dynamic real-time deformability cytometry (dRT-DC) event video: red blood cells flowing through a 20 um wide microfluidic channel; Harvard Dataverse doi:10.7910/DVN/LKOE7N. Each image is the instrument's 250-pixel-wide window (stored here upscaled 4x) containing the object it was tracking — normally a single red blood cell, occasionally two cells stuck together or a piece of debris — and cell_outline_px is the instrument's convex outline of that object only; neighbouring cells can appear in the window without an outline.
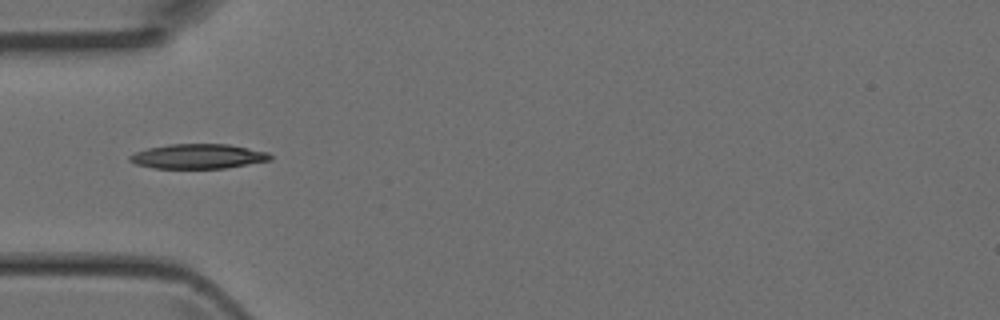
{"species": "Egyptian fruit bat (a non-hibernating species)", "species_latin": "Rousettus aegyptiacus", "temperature_condition": "room temperature", "stored_images_in_passage": 7, "camera_frame_rate_fps": 3000, "um_per_image_px": 0.085, "animal": {"sex": "female"}, "frame": {"image": 1, "passage_image": 5, "time_ms": 1.333, "image_size_px": [1000, 320], "cell_outline_px": [[272, 160], [224, 168], [152, 168], [136, 164], [128, 160], [128, 156], [136, 152], [148, 148], [168, 144], [228, 144], [268, 152], [272, 156]], "centroid_in_image_um": [16.83, 13.29], "position_along_channel_um": 68.2, "area_um2": 20.17}}
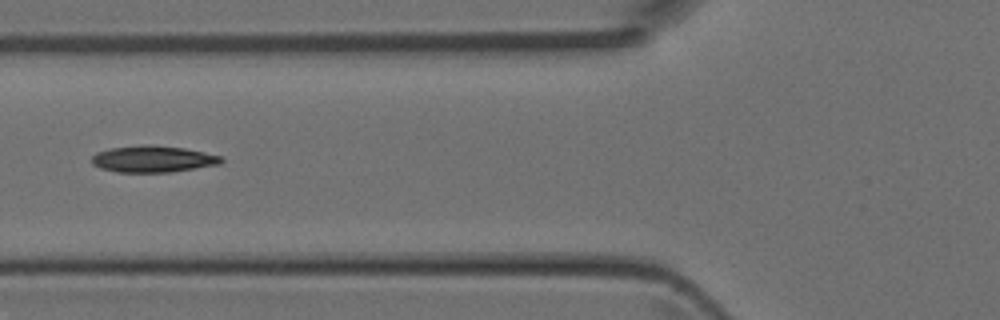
{"frame": {"image": 2, "passage_image": 6, "time_ms": 1.667, "image_size_px": [1000, 320], "cell_outline_px": [[224, 160], [220, 164], [168, 172], [116, 172], [100, 168], [92, 164], [92, 156], [96, 152], [108, 148], [140, 144], [152, 144], [184, 148], [204, 152], [220, 156]], "centroid_in_image_um": [12.95, 13.5], "position_along_channel_um": 112.8, "area_um2": 20.17}}
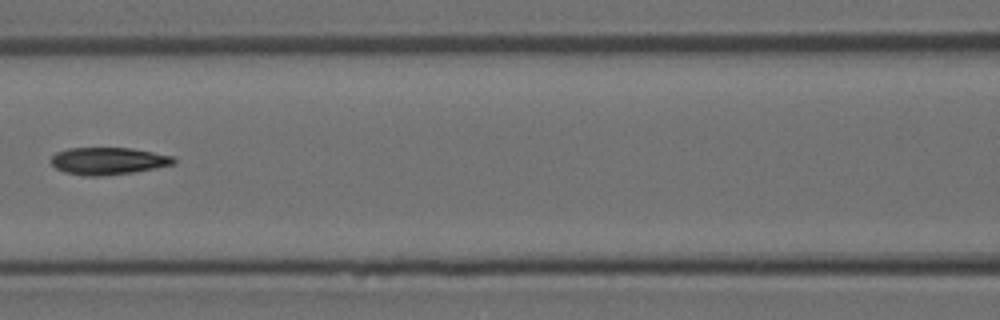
{"frame": {"image": 3, "passage_image": 7, "time_ms": 2.0, "image_size_px": [1000, 320], "cell_outline_px": [[176, 164], [132, 172], [100, 176], [84, 176], [64, 172], [56, 168], [52, 164], [52, 156], [56, 152], [68, 148], [132, 148], [172, 156], [176, 160]], "centroid_in_image_um": [9.19, 13.68], "position_along_channel_um": 157.4, "area_um2": 19.36}}